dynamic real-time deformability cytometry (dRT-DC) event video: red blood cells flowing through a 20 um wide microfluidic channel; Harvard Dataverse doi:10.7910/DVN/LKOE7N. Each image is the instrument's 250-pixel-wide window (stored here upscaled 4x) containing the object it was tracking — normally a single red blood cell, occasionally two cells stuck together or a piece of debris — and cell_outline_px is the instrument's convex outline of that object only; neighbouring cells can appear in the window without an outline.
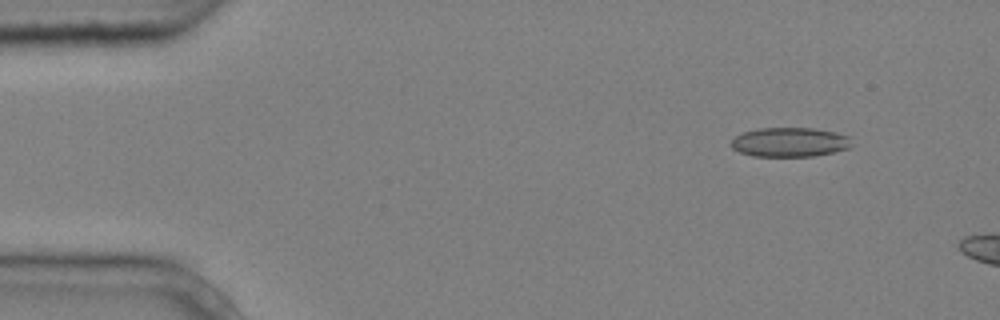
{"species": "common noctule bat (a hibernating species)", "species_latin": "Nyctalus noctula", "temperature_condition": "cold", "stored_images_in_passage": 4, "camera_frame_rate_fps": 3000, "um_per_image_px": 0.085, "animal": {"sex": "male", "body_mass_g": 20.4}, "frame": {"image": 1, "passage_image": 1, "time_ms": 0.0, "image_size_px": [1000, 320], "cell_outline_px": [[848, 148], [832, 152], [812, 156], [752, 156], [740, 152], [732, 148], [732, 140], [736, 136], [744, 132], [756, 128], [812, 128], [836, 132], [848, 136]], "centroid_in_image_um": [67.07, 12.08], "position_along_channel_um": 17.9, "area_um2": 20.29}}